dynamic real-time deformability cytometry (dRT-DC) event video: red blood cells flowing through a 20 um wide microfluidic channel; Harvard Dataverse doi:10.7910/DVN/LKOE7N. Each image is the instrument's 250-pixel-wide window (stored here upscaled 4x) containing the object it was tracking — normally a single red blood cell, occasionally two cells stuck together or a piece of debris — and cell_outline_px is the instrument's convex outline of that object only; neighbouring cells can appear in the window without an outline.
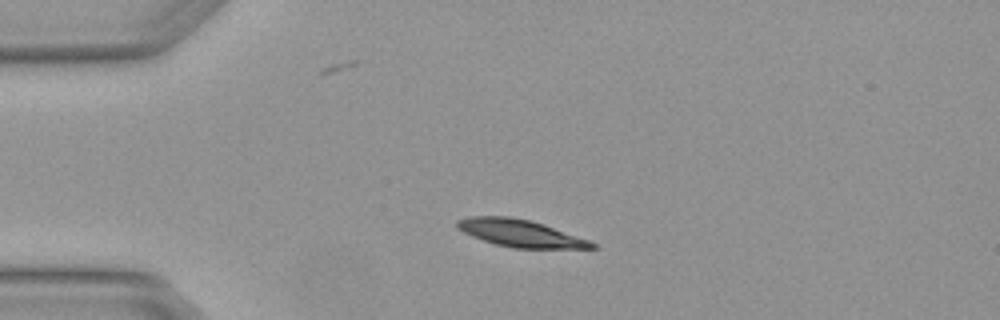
{"species": "Egyptian fruit bat (a non-hibernating species)", "species_latin": "Rousettus aegyptiacus", "temperature_condition": "warm", "stored_images_in_passage": 5, "camera_frame_rate_fps": 3000, "um_per_image_px": 0.085, "animal": {"sex": "female"}, "frame": {"image": 1, "passage_image": 1, "time_ms": 0.0, "image_size_px": [1000, 320], "cell_outline_px": [[600, 248], [512, 248], [496, 244], [472, 236], [456, 228], [456, 220], [472, 216], [508, 216], [528, 220], [544, 224], [588, 240], [596, 244]], "centroid_in_image_um": [44.2, 19.82], "position_along_channel_um": 40.8, "area_um2": 21.15}}
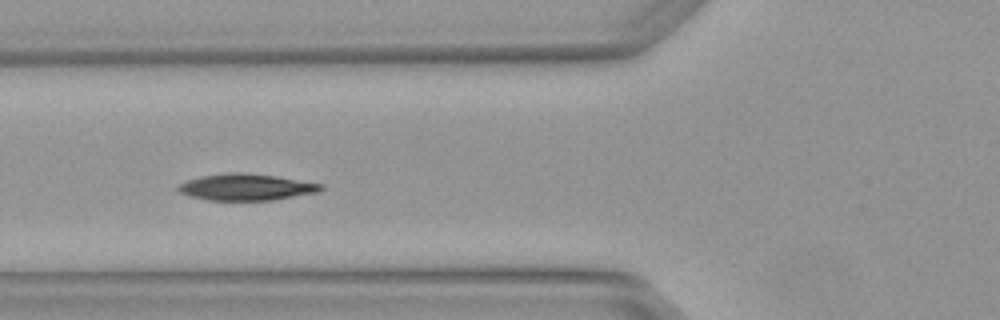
{"frame": {"image": 2, "passage_image": 3, "time_ms": 0.667, "image_size_px": [1000, 320], "cell_outline_px": [[324, 188], [320, 192], [272, 200], [208, 200], [188, 196], [180, 192], [176, 188], [180, 184], [188, 180], [200, 176], [232, 172], [244, 172], [276, 176], [324, 184]], "centroid_in_image_um": [20.95, 15.9], "position_along_channel_um": 104.8, "area_um2": 22.14}}